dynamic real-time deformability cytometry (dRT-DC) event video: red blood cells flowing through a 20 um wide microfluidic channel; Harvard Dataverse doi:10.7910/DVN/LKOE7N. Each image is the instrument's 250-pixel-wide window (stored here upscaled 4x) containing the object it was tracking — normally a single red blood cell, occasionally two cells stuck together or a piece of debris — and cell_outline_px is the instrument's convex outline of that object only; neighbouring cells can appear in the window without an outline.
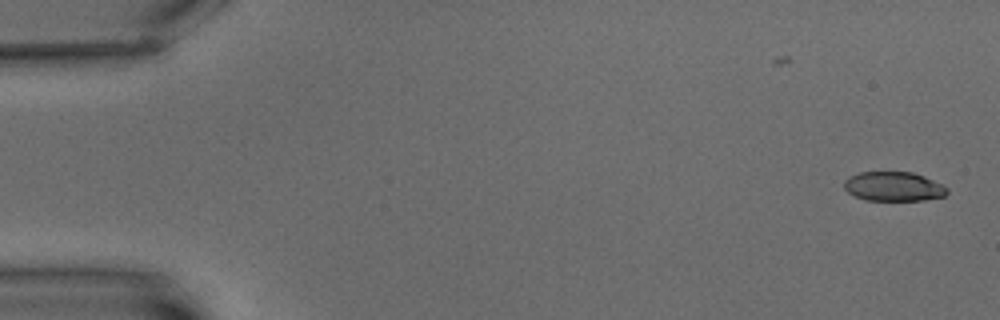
{"species": "common noctule bat (a hibernating species)", "species_latin": "Nyctalus noctula", "temperature_condition": "warm", "stored_images_in_passage": 5, "camera_frame_rate_fps": 3000, "um_per_image_px": 0.085, "animal": {"sex": "male", "body_mass_g": 15.6}, "frame": {"image": 1, "passage_image": 1, "time_ms": 0.0, "image_size_px": [1000, 320], "cell_outline_px": [[948, 192], [944, 196], [924, 200], [864, 200], [848, 192], [844, 188], [844, 180], [848, 176], [860, 172], [912, 172], [924, 176], [944, 184], [948, 188]], "centroid_in_image_um": [75.97, 15.84], "position_along_channel_um": 9.0, "area_um2": 17.74}}